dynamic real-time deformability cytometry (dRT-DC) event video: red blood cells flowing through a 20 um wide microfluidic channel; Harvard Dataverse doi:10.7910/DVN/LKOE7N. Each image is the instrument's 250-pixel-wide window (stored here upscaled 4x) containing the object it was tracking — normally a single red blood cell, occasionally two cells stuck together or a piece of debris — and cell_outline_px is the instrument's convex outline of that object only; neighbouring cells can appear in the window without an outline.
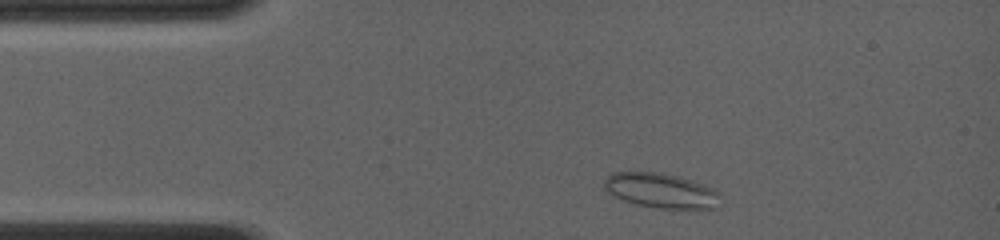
{"species": "common noctule bat (a hibernating species)", "species_latin": "Nyctalus noctula", "temperature_condition": "room temperature", "stored_images_in_passage": 49, "camera_frame_rate_fps": 4000, "um_per_image_px": 0.085, "animal": {"sex": "female", "body_mass_g": 19.0, "forearm_length_mm": 56.7}, "frame": {"image": 1, "passage_image": 4, "time_ms": 0.75, "image_size_px": [1000, 240], "cell_outline_px": [[720, 208], [660, 208], [636, 204], [624, 200], [608, 192], [604, 188], [604, 180], [612, 172], [656, 172], [680, 176], [712, 188], [720, 192]], "centroid_in_image_um": [56.21, 16.2], "position_along_channel_um": 28.8, "area_um2": 23.47}}
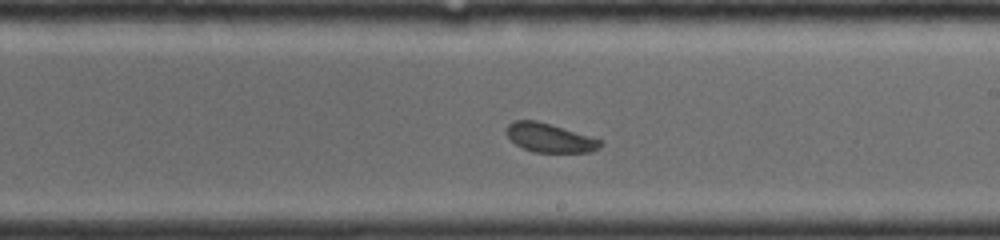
{"frame": {"image": 2, "passage_image": 29, "time_ms": 7.0, "image_size_px": [1000, 240], "cell_outline_px": [[600, 148], [592, 152], [532, 152], [516, 144], [504, 132], [504, 128], [512, 120], [536, 120], [552, 124], [600, 140]], "centroid_in_image_um": [46.65, 11.7], "position_along_channel_um": 242.3, "area_um2": 15.78}}
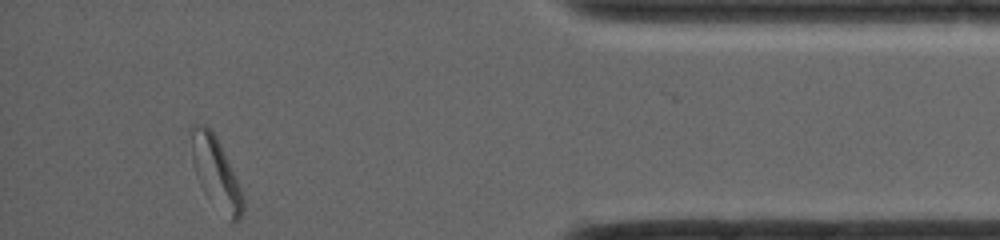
{"frame": {"image": 3, "passage_image": 49, "time_ms": 12.0, "image_size_px": [1000, 240], "cell_outline_px": [[244, 208], [240, 216], [232, 224], [204, 192], [196, 176], [192, 156], [188, 132], [196, 124], [204, 124], [216, 136], [220, 144], [244, 196]], "centroid_in_image_um": [18.32, 14.67], "position_along_channel_um": 416.9, "area_um2": 21.15}, "authors_computed_cell_mechanics": {"area_um2": 17.1088, "velocity_mm_per_s": 4.11, "shape_relaxation_time_tau1_ms": 5.445, "shape_relaxation_time_tau2_ms": null, "deformation_change_tau1": 0.0439, "deformation_change_tau2": null}}